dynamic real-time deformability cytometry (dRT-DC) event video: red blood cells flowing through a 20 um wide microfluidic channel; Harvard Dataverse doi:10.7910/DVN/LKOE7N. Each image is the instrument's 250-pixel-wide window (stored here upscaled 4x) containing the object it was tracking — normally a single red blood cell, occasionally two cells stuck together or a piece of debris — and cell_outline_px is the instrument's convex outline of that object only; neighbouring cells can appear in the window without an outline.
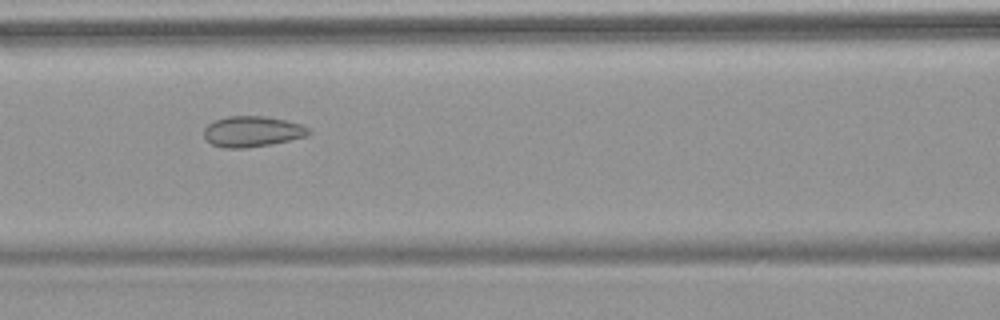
{"species": "common noctule bat (a hibernating species)", "species_latin": "Nyctalus noctula", "temperature_condition": "warm", "stored_images_in_passage": 10, "camera_frame_rate_fps": 3000, "um_per_image_px": 0.085, "animal": {"sex": "female", "body_mass_g": 18.4}, "frame": {"image": 1, "passage_image": 6, "time_ms": 6.667, "image_size_px": [1000, 320], "cell_outline_px": [[312, 132], [308, 136], [272, 144], [244, 148], [224, 148], [212, 144], [204, 136], [204, 128], [208, 124], [216, 120], [228, 116], [264, 116], [284, 120], [300, 124], [308, 128]], "centroid_in_image_um": [21.45, 11.18], "position_along_channel_um": 145.1, "area_um2": 18.67}}
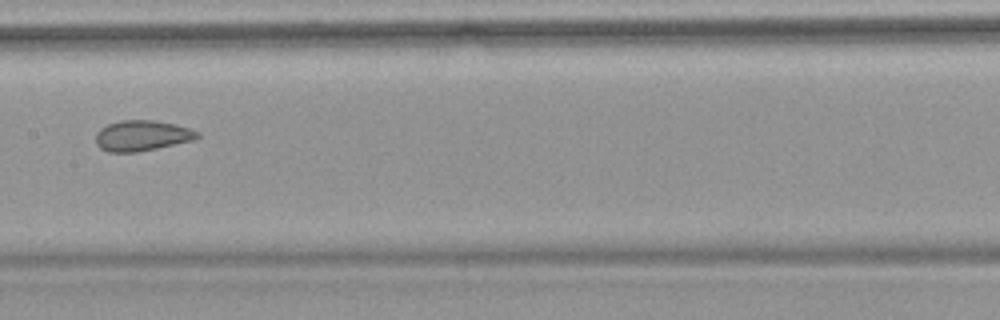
{"frame": {"image": 2, "passage_image": 7, "time_ms": 8.0, "image_size_px": [1000, 320], "cell_outline_px": [[200, 136], [196, 140], [136, 152], [108, 152], [100, 148], [96, 144], [96, 132], [100, 128], [108, 124], [120, 120], [156, 120], [188, 128], [200, 132]], "centroid_in_image_um": [12.06, 11.53], "position_along_channel_um": 195.3, "area_um2": 18.15}}
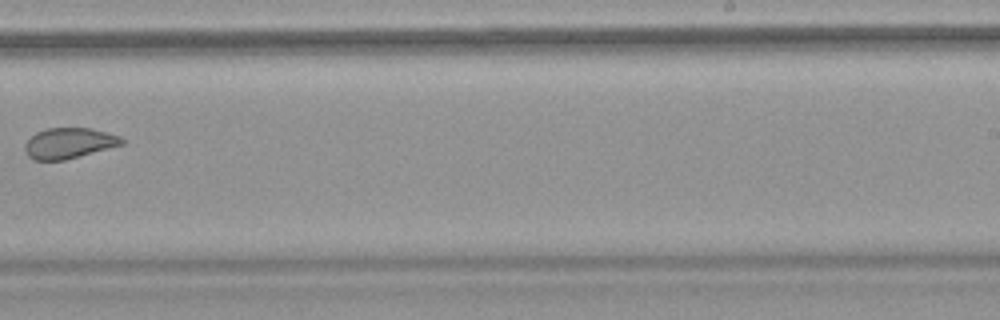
{"frame": {"image": 3, "passage_image": 9, "time_ms": 10.333, "image_size_px": [1000, 320], "cell_outline_px": [[124, 144], [64, 160], [36, 160], [28, 156], [24, 148], [24, 144], [36, 132], [48, 128], [92, 128], [120, 136], [124, 140]], "centroid_in_image_um": [5.86, 12.16], "position_along_channel_um": 283.1, "area_um2": 17.17}}